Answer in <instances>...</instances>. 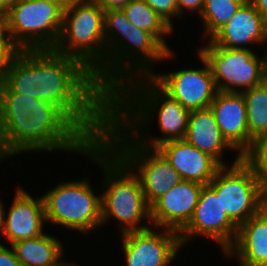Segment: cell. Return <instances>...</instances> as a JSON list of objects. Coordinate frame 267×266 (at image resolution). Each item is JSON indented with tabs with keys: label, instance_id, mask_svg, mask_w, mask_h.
<instances>
[{
	"label": "cell",
	"instance_id": "obj_1",
	"mask_svg": "<svg viewBox=\"0 0 267 266\" xmlns=\"http://www.w3.org/2000/svg\"><path fill=\"white\" fill-rule=\"evenodd\" d=\"M3 82L14 93L59 106L94 142L103 140L111 96L80 60L53 49L17 50Z\"/></svg>",
	"mask_w": 267,
	"mask_h": 266
},
{
	"label": "cell",
	"instance_id": "obj_2",
	"mask_svg": "<svg viewBox=\"0 0 267 266\" xmlns=\"http://www.w3.org/2000/svg\"><path fill=\"white\" fill-rule=\"evenodd\" d=\"M152 113L158 116L163 136L149 137L147 140V136H143L147 132H142L149 125L148 121L153 119ZM189 115L190 111L167 94L150 76L130 79L111 95L110 117L135 142L147 148H156L169 140L183 139Z\"/></svg>",
	"mask_w": 267,
	"mask_h": 266
},
{
	"label": "cell",
	"instance_id": "obj_3",
	"mask_svg": "<svg viewBox=\"0 0 267 266\" xmlns=\"http://www.w3.org/2000/svg\"><path fill=\"white\" fill-rule=\"evenodd\" d=\"M104 31L106 92L110 96L128 80L151 75L156 61L175 57V51L167 50L150 32L134 26L122 9L104 11Z\"/></svg>",
	"mask_w": 267,
	"mask_h": 266
},
{
	"label": "cell",
	"instance_id": "obj_4",
	"mask_svg": "<svg viewBox=\"0 0 267 266\" xmlns=\"http://www.w3.org/2000/svg\"><path fill=\"white\" fill-rule=\"evenodd\" d=\"M84 155L104 169L105 191L101 193L102 226L112 217L118 220L122 234L145 230L141 224L150 219V207L146 203L139 177L103 140L94 142ZM111 217V218H110ZM144 218V219H143Z\"/></svg>",
	"mask_w": 267,
	"mask_h": 266
},
{
	"label": "cell",
	"instance_id": "obj_5",
	"mask_svg": "<svg viewBox=\"0 0 267 266\" xmlns=\"http://www.w3.org/2000/svg\"><path fill=\"white\" fill-rule=\"evenodd\" d=\"M57 53L80 60L106 91L104 10L94 0H72L64 7Z\"/></svg>",
	"mask_w": 267,
	"mask_h": 266
},
{
	"label": "cell",
	"instance_id": "obj_6",
	"mask_svg": "<svg viewBox=\"0 0 267 266\" xmlns=\"http://www.w3.org/2000/svg\"><path fill=\"white\" fill-rule=\"evenodd\" d=\"M103 141L131 169H135L133 171L140 179L149 207L182 181L177 170L156 148H147L135 142L111 117Z\"/></svg>",
	"mask_w": 267,
	"mask_h": 266
},
{
	"label": "cell",
	"instance_id": "obj_7",
	"mask_svg": "<svg viewBox=\"0 0 267 266\" xmlns=\"http://www.w3.org/2000/svg\"><path fill=\"white\" fill-rule=\"evenodd\" d=\"M64 6L48 0H17L4 13V29L18 50L53 49L57 44Z\"/></svg>",
	"mask_w": 267,
	"mask_h": 266
},
{
	"label": "cell",
	"instance_id": "obj_8",
	"mask_svg": "<svg viewBox=\"0 0 267 266\" xmlns=\"http://www.w3.org/2000/svg\"><path fill=\"white\" fill-rule=\"evenodd\" d=\"M231 166H222L208 184L223 210L239 227L267 205V190L252 167L236 152Z\"/></svg>",
	"mask_w": 267,
	"mask_h": 266
},
{
	"label": "cell",
	"instance_id": "obj_9",
	"mask_svg": "<svg viewBox=\"0 0 267 266\" xmlns=\"http://www.w3.org/2000/svg\"><path fill=\"white\" fill-rule=\"evenodd\" d=\"M93 143L59 106L43 100L29 110V121L25 123V151L65 150L84 154Z\"/></svg>",
	"mask_w": 267,
	"mask_h": 266
},
{
	"label": "cell",
	"instance_id": "obj_10",
	"mask_svg": "<svg viewBox=\"0 0 267 266\" xmlns=\"http://www.w3.org/2000/svg\"><path fill=\"white\" fill-rule=\"evenodd\" d=\"M46 222L84 234L102 227L101 195H95L89 180L67 181L42 196Z\"/></svg>",
	"mask_w": 267,
	"mask_h": 266
},
{
	"label": "cell",
	"instance_id": "obj_11",
	"mask_svg": "<svg viewBox=\"0 0 267 266\" xmlns=\"http://www.w3.org/2000/svg\"><path fill=\"white\" fill-rule=\"evenodd\" d=\"M207 43L197 51L208 62L218 91L243 92L267 79L265 57L256 55L252 48H223L210 40Z\"/></svg>",
	"mask_w": 267,
	"mask_h": 266
},
{
	"label": "cell",
	"instance_id": "obj_12",
	"mask_svg": "<svg viewBox=\"0 0 267 266\" xmlns=\"http://www.w3.org/2000/svg\"><path fill=\"white\" fill-rule=\"evenodd\" d=\"M203 68L149 75L167 94L189 111L209 108L218 89L206 59L198 52Z\"/></svg>",
	"mask_w": 267,
	"mask_h": 266
},
{
	"label": "cell",
	"instance_id": "obj_13",
	"mask_svg": "<svg viewBox=\"0 0 267 266\" xmlns=\"http://www.w3.org/2000/svg\"><path fill=\"white\" fill-rule=\"evenodd\" d=\"M237 233L238 226L223 210L220 197L209 185H204L191 220L179 232L181 245L201 235L217 242L225 253L234 244Z\"/></svg>",
	"mask_w": 267,
	"mask_h": 266
},
{
	"label": "cell",
	"instance_id": "obj_14",
	"mask_svg": "<svg viewBox=\"0 0 267 266\" xmlns=\"http://www.w3.org/2000/svg\"><path fill=\"white\" fill-rule=\"evenodd\" d=\"M151 227L122 234V250L126 266H169L182 248L179 232L168 228Z\"/></svg>",
	"mask_w": 267,
	"mask_h": 266
},
{
	"label": "cell",
	"instance_id": "obj_15",
	"mask_svg": "<svg viewBox=\"0 0 267 266\" xmlns=\"http://www.w3.org/2000/svg\"><path fill=\"white\" fill-rule=\"evenodd\" d=\"M43 100L14 93L0 82V161L25 152V123L29 110Z\"/></svg>",
	"mask_w": 267,
	"mask_h": 266
},
{
	"label": "cell",
	"instance_id": "obj_16",
	"mask_svg": "<svg viewBox=\"0 0 267 266\" xmlns=\"http://www.w3.org/2000/svg\"><path fill=\"white\" fill-rule=\"evenodd\" d=\"M4 204L0 200L1 235H5L7 242L12 243L32 239L42 235L43 226L46 222L44 202L41 197H32L21 186L16 193L7 216Z\"/></svg>",
	"mask_w": 267,
	"mask_h": 266
},
{
	"label": "cell",
	"instance_id": "obj_17",
	"mask_svg": "<svg viewBox=\"0 0 267 266\" xmlns=\"http://www.w3.org/2000/svg\"><path fill=\"white\" fill-rule=\"evenodd\" d=\"M203 186L182 180L170 188L150 207L151 226L180 232L191 220Z\"/></svg>",
	"mask_w": 267,
	"mask_h": 266
},
{
	"label": "cell",
	"instance_id": "obj_18",
	"mask_svg": "<svg viewBox=\"0 0 267 266\" xmlns=\"http://www.w3.org/2000/svg\"><path fill=\"white\" fill-rule=\"evenodd\" d=\"M223 138L243 157L252 147L242 92L218 91L210 104Z\"/></svg>",
	"mask_w": 267,
	"mask_h": 266
},
{
	"label": "cell",
	"instance_id": "obj_19",
	"mask_svg": "<svg viewBox=\"0 0 267 266\" xmlns=\"http://www.w3.org/2000/svg\"><path fill=\"white\" fill-rule=\"evenodd\" d=\"M156 149L177 170L184 181L208 185L222 167L214 157L184 139L163 142Z\"/></svg>",
	"mask_w": 267,
	"mask_h": 266
},
{
	"label": "cell",
	"instance_id": "obj_20",
	"mask_svg": "<svg viewBox=\"0 0 267 266\" xmlns=\"http://www.w3.org/2000/svg\"><path fill=\"white\" fill-rule=\"evenodd\" d=\"M208 40L223 48L249 49L247 46L251 43L263 46L267 42V20L246 0L232 18Z\"/></svg>",
	"mask_w": 267,
	"mask_h": 266
},
{
	"label": "cell",
	"instance_id": "obj_21",
	"mask_svg": "<svg viewBox=\"0 0 267 266\" xmlns=\"http://www.w3.org/2000/svg\"><path fill=\"white\" fill-rule=\"evenodd\" d=\"M238 266H267V205L238 227L234 244L223 253Z\"/></svg>",
	"mask_w": 267,
	"mask_h": 266
},
{
	"label": "cell",
	"instance_id": "obj_22",
	"mask_svg": "<svg viewBox=\"0 0 267 266\" xmlns=\"http://www.w3.org/2000/svg\"><path fill=\"white\" fill-rule=\"evenodd\" d=\"M183 139L214 157L222 166H228L222 159L225 155L224 149H234L223 138L210 107L190 111L188 126Z\"/></svg>",
	"mask_w": 267,
	"mask_h": 266
},
{
	"label": "cell",
	"instance_id": "obj_23",
	"mask_svg": "<svg viewBox=\"0 0 267 266\" xmlns=\"http://www.w3.org/2000/svg\"><path fill=\"white\" fill-rule=\"evenodd\" d=\"M56 237L45 234L32 238L19 240L10 246L22 266H60L64 249ZM61 260V261H60Z\"/></svg>",
	"mask_w": 267,
	"mask_h": 266
},
{
	"label": "cell",
	"instance_id": "obj_24",
	"mask_svg": "<svg viewBox=\"0 0 267 266\" xmlns=\"http://www.w3.org/2000/svg\"><path fill=\"white\" fill-rule=\"evenodd\" d=\"M122 11L134 26L150 32L167 50H171L164 36L172 34L173 28L144 0H131Z\"/></svg>",
	"mask_w": 267,
	"mask_h": 266
},
{
	"label": "cell",
	"instance_id": "obj_25",
	"mask_svg": "<svg viewBox=\"0 0 267 266\" xmlns=\"http://www.w3.org/2000/svg\"><path fill=\"white\" fill-rule=\"evenodd\" d=\"M242 94L246 102L249 137L254 141L267 134V79Z\"/></svg>",
	"mask_w": 267,
	"mask_h": 266
},
{
	"label": "cell",
	"instance_id": "obj_26",
	"mask_svg": "<svg viewBox=\"0 0 267 266\" xmlns=\"http://www.w3.org/2000/svg\"><path fill=\"white\" fill-rule=\"evenodd\" d=\"M246 0H205L200 18L209 39L222 28ZM208 35V36H207Z\"/></svg>",
	"mask_w": 267,
	"mask_h": 266
},
{
	"label": "cell",
	"instance_id": "obj_27",
	"mask_svg": "<svg viewBox=\"0 0 267 266\" xmlns=\"http://www.w3.org/2000/svg\"><path fill=\"white\" fill-rule=\"evenodd\" d=\"M242 158L252 167L267 190V134L256 138L251 149Z\"/></svg>",
	"mask_w": 267,
	"mask_h": 266
},
{
	"label": "cell",
	"instance_id": "obj_28",
	"mask_svg": "<svg viewBox=\"0 0 267 266\" xmlns=\"http://www.w3.org/2000/svg\"><path fill=\"white\" fill-rule=\"evenodd\" d=\"M163 20H165L173 29L174 17L177 14V0H144ZM173 18V19H172Z\"/></svg>",
	"mask_w": 267,
	"mask_h": 266
},
{
	"label": "cell",
	"instance_id": "obj_29",
	"mask_svg": "<svg viewBox=\"0 0 267 266\" xmlns=\"http://www.w3.org/2000/svg\"><path fill=\"white\" fill-rule=\"evenodd\" d=\"M17 50L7 34L0 33V82L3 81L9 62Z\"/></svg>",
	"mask_w": 267,
	"mask_h": 266
},
{
	"label": "cell",
	"instance_id": "obj_30",
	"mask_svg": "<svg viewBox=\"0 0 267 266\" xmlns=\"http://www.w3.org/2000/svg\"><path fill=\"white\" fill-rule=\"evenodd\" d=\"M204 3L205 0H177V14L181 18L186 9L192 12L197 11L201 15Z\"/></svg>",
	"mask_w": 267,
	"mask_h": 266
},
{
	"label": "cell",
	"instance_id": "obj_31",
	"mask_svg": "<svg viewBox=\"0 0 267 266\" xmlns=\"http://www.w3.org/2000/svg\"><path fill=\"white\" fill-rule=\"evenodd\" d=\"M0 266H22L12 247L9 249L8 246L0 244Z\"/></svg>",
	"mask_w": 267,
	"mask_h": 266
},
{
	"label": "cell",
	"instance_id": "obj_32",
	"mask_svg": "<svg viewBox=\"0 0 267 266\" xmlns=\"http://www.w3.org/2000/svg\"><path fill=\"white\" fill-rule=\"evenodd\" d=\"M104 11L122 9L131 0H94Z\"/></svg>",
	"mask_w": 267,
	"mask_h": 266
},
{
	"label": "cell",
	"instance_id": "obj_33",
	"mask_svg": "<svg viewBox=\"0 0 267 266\" xmlns=\"http://www.w3.org/2000/svg\"><path fill=\"white\" fill-rule=\"evenodd\" d=\"M256 10L267 20V0H249Z\"/></svg>",
	"mask_w": 267,
	"mask_h": 266
},
{
	"label": "cell",
	"instance_id": "obj_34",
	"mask_svg": "<svg viewBox=\"0 0 267 266\" xmlns=\"http://www.w3.org/2000/svg\"><path fill=\"white\" fill-rule=\"evenodd\" d=\"M17 0H0V11L4 14Z\"/></svg>",
	"mask_w": 267,
	"mask_h": 266
},
{
	"label": "cell",
	"instance_id": "obj_35",
	"mask_svg": "<svg viewBox=\"0 0 267 266\" xmlns=\"http://www.w3.org/2000/svg\"><path fill=\"white\" fill-rule=\"evenodd\" d=\"M0 33H5L4 29V14L0 11Z\"/></svg>",
	"mask_w": 267,
	"mask_h": 266
},
{
	"label": "cell",
	"instance_id": "obj_36",
	"mask_svg": "<svg viewBox=\"0 0 267 266\" xmlns=\"http://www.w3.org/2000/svg\"><path fill=\"white\" fill-rule=\"evenodd\" d=\"M48 1L61 3L64 7H66L72 0H48Z\"/></svg>",
	"mask_w": 267,
	"mask_h": 266
},
{
	"label": "cell",
	"instance_id": "obj_37",
	"mask_svg": "<svg viewBox=\"0 0 267 266\" xmlns=\"http://www.w3.org/2000/svg\"><path fill=\"white\" fill-rule=\"evenodd\" d=\"M267 46V42L265 44ZM264 57H265V69H266V76H267V51L266 53L264 54Z\"/></svg>",
	"mask_w": 267,
	"mask_h": 266
},
{
	"label": "cell",
	"instance_id": "obj_38",
	"mask_svg": "<svg viewBox=\"0 0 267 266\" xmlns=\"http://www.w3.org/2000/svg\"><path fill=\"white\" fill-rule=\"evenodd\" d=\"M60 266H77V265H75L74 263L73 264H71L70 262L69 263H67L66 261L64 262V263H62Z\"/></svg>",
	"mask_w": 267,
	"mask_h": 266
},
{
	"label": "cell",
	"instance_id": "obj_39",
	"mask_svg": "<svg viewBox=\"0 0 267 266\" xmlns=\"http://www.w3.org/2000/svg\"><path fill=\"white\" fill-rule=\"evenodd\" d=\"M0 236H1V213H0Z\"/></svg>",
	"mask_w": 267,
	"mask_h": 266
}]
</instances>
